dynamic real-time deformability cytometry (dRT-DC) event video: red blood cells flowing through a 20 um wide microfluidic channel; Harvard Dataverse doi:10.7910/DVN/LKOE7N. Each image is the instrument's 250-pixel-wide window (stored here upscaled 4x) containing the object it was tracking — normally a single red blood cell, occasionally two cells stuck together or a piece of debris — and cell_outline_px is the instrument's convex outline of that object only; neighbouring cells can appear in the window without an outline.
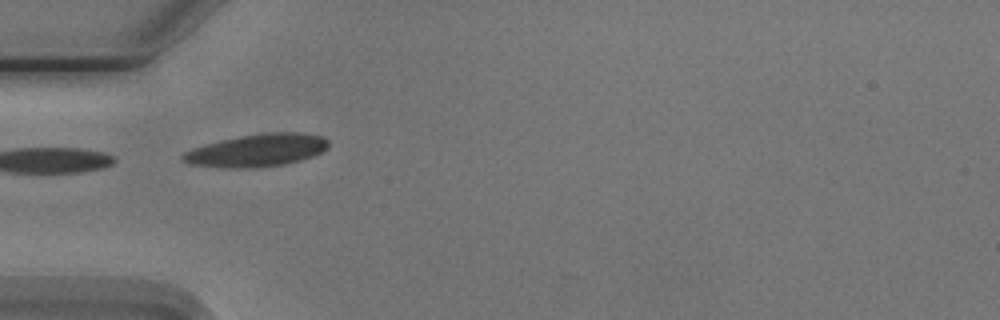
{"species": "Egyptian fruit bat (a non-hibernating species)", "species_latin": "Rousettus aegyptiacus", "temperature_condition": "cold", "stored_images_in_passage": 6, "camera_frame_rate_fps": 3000, "um_per_image_px": 0.085, "animal": {"sex": "male"}, "frame": {"image": 1, "passage_image": 5, "time_ms": 5.0, "image_size_px": [1000, 320], "cell_outline_px": [[328, 148], [312, 156], [300, 160], [284, 164], [252, 168], [224, 168], [188, 164], [180, 156], [184, 152], [208, 144], [240, 136], [268, 132], [300, 132], [320, 136], [328, 140]], "centroid_in_image_um": [21.86, 12.79], "position_along_channel_um": 63.1, "area_um2": 27.34}}